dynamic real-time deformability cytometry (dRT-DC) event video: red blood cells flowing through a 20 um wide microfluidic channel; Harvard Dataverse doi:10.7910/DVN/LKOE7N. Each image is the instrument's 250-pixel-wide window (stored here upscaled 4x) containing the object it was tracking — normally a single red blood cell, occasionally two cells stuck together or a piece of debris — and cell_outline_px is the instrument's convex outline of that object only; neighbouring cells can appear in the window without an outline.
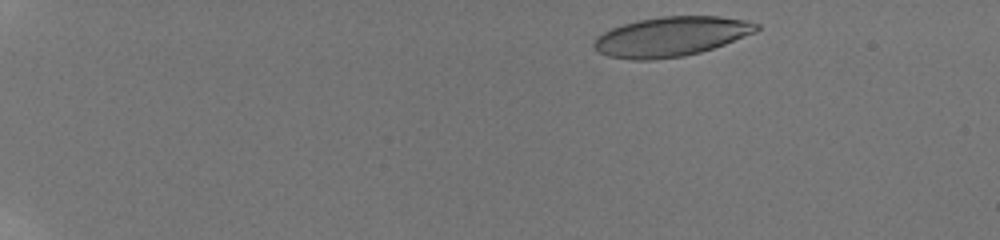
{"species": "human", "species_latin": "Homo sapiens", "temperature_condition": "room temperature", "stored_images_in_passage": 15, "camera_frame_rate_fps": 3000, "um_per_image_px": 0.085, "donor": {"sex": "male"}, "frame": {"image": 1, "passage_image": 3, "time_ms": 0.667, "image_size_px": [1000, 240], "cell_outline_px": [[760, 28], [756, 32], [724, 44], [700, 52], [684, 56], [652, 60], [632, 60], [608, 56], [592, 48], [592, 44], [596, 36], [612, 28], [624, 24], [640, 20], [660, 16], [720, 16], [744, 20], [760, 24]], "centroid_in_image_um": [57.02, 3.11], "position_along_channel_um": 28.0, "area_um2": 37.51}}
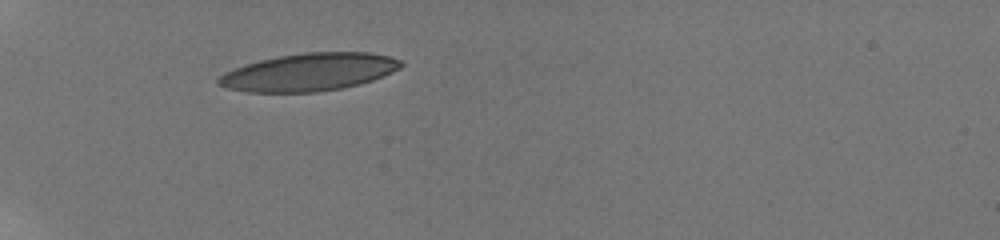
{"frame": {"image": 2, "passage_image": 11, "time_ms": 4.333, "image_size_px": [1000, 240], "cell_outline_px": [[404, 64], [400, 68], [392, 72], [372, 80], [360, 84], [344, 88], [316, 92], [248, 92], [228, 88], [216, 84], [216, 80], [224, 72], [260, 60], [280, 56], [308, 52], [368, 52], [388, 56], [400, 60]], "centroid_in_image_um": [26.28, 6.13], "position_along_channel_um": 58.7, "area_um2": 39.82}}